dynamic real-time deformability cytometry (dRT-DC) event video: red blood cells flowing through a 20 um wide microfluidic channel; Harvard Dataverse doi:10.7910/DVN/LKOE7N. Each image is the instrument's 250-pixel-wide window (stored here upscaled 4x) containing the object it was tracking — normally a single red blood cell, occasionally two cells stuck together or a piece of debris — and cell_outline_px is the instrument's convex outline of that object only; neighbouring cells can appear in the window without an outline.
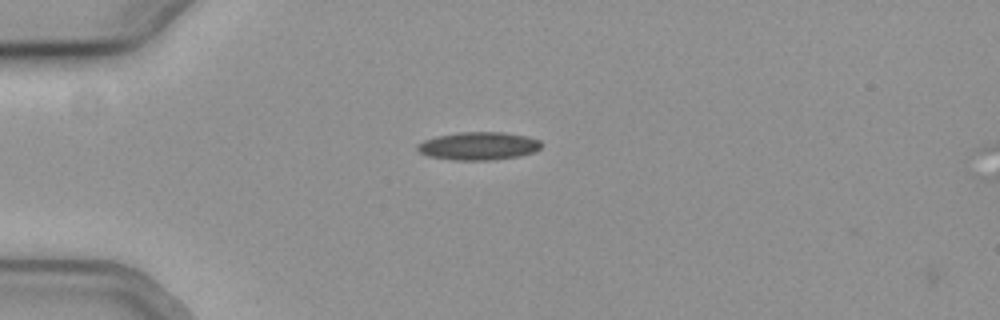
{"species": "common noctule bat (a hibernating species)", "species_latin": "Nyctalus noctula", "temperature_condition": "cold", "stored_images_in_passage": 4, "camera_frame_rate_fps": 3000, "um_per_image_px": 0.085, "animal": {"sex": "female", "body_mass_g": 19.3, "forearm_length_mm": 54.1}, "frame": {"image": 1, "passage_image": 3, "time_ms": 0.667, "image_size_px": [1000, 320], "cell_outline_px": [[540, 148], [532, 152], [520, 156], [492, 160], [452, 160], [428, 156], [420, 152], [416, 148], [416, 144], [424, 140], [436, 136], [460, 132], [500, 132], [528, 136], [540, 140]], "centroid_in_image_um": [40.64, 12.41], "position_along_channel_um": 44.4, "area_um2": 20.23}}